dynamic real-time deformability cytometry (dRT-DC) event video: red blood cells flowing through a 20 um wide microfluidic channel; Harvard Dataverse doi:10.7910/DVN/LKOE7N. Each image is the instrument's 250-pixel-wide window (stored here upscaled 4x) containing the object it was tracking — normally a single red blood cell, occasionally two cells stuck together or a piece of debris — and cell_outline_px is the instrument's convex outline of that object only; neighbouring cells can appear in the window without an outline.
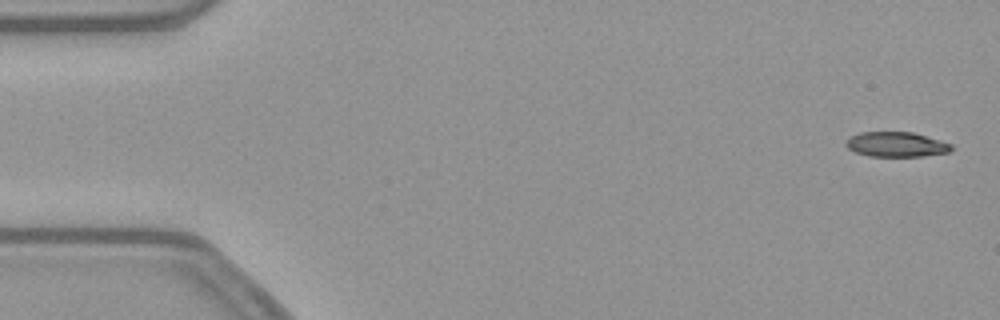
{"species": "common noctule bat (a hibernating species)", "species_latin": "Nyctalus noctula", "temperature_condition": "warm", "stored_images_in_passage": 53, "camera_frame_rate_fps": 3000, "um_per_image_px": 0.085, "animal": {"sex": "female", "body_mass_g": 21.9}, "frame": {"image": 1, "passage_image": 2, "time_ms": 0.333, "image_size_px": [1000, 320], "cell_outline_px": [[952, 148], [948, 152], [924, 156], [868, 156], [856, 152], [848, 148], [844, 144], [852, 136], [860, 132], [912, 132], [940, 140], [952, 144]], "centroid_in_image_um": [76.19, 12.27], "position_along_channel_um": 8.8, "area_um2": 15.14}}
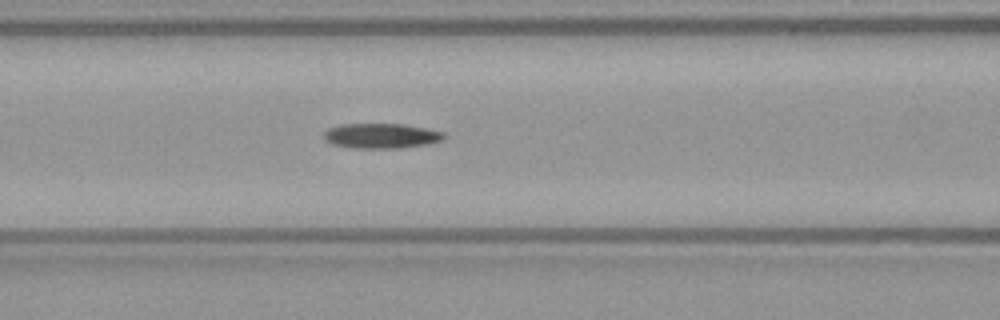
{"frame": {"image": 2, "passage_image": 22, "time_ms": 7.0, "image_size_px": [1000, 320], "cell_outline_px": [[448, 136], [444, 140], [428, 144], [396, 148], [352, 148], [332, 144], [324, 136], [324, 132], [328, 128], [344, 124], [404, 124], [428, 128], [444, 132]], "centroid_in_image_um": [32.48, 11.54], "position_along_channel_um": 134.1, "area_um2": 17.57}}
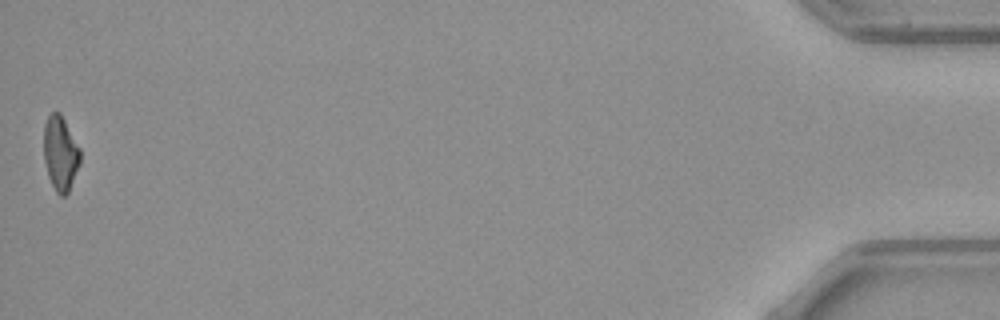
{"frame": {"image": 3, "passage_image": 53, "time_ms": 17.333, "image_size_px": [1000, 320], "cell_outline_px": [[80, 164], [68, 192], [64, 196], [60, 196], [56, 192], [48, 176], [44, 160], [44, 124], [48, 116], [52, 112], [60, 112], [80, 148]], "centroid_in_image_um": [5.13, 13.03], "position_along_channel_um": 430.1, "area_um2": 15.78}, "authors_computed_cell_mechanics": {"area_um2": 16.9932, "velocity_mm_per_s": 3.8845, "shape_relaxation_time_tau1_ms": 4.6521, "shape_relaxation_time_tau2_ms": null, "deformation_change_tau1": 0.1761, "deformation_change_tau2": null}}